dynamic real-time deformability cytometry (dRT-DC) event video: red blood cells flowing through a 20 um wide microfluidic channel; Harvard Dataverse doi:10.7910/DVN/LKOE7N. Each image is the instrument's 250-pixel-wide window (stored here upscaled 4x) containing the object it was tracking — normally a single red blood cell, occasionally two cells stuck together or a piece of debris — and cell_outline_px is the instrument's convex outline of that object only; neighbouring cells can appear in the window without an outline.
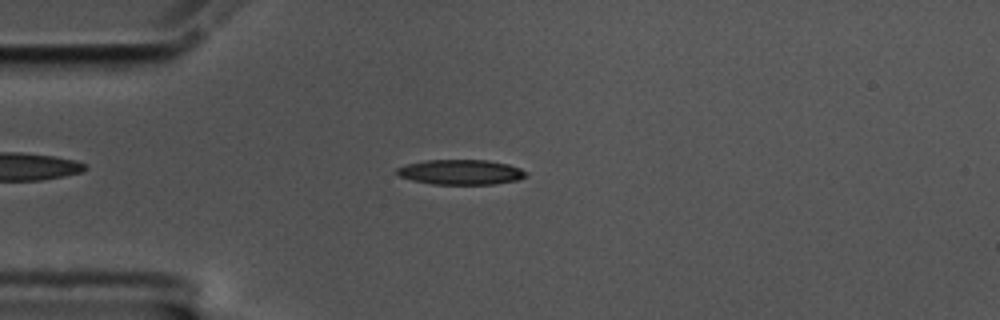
{"species": "common noctule bat (a hibernating species)", "species_latin": "Nyctalus noctula", "temperature_condition": "cold", "stored_images_in_passage": 55, "camera_frame_rate_fps": 3000, "um_per_image_px": 0.085, "animal": {"sex": "male", "body_mass_g": 17.5, "forearm_length_mm": 52.3}, "frame": {"image": 1, "passage_image": 12, "time_ms": 3.667, "image_size_px": [1000, 320], "cell_outline_px": [[528, 176], [516, 180], [492, 184], [432, 184], [412, 180], [400, 176], [396, 172], [396, 168], [408, 164], [424, 160], [488, 160], [508, 164], [520, 168], [528, 172]], "centroid_in_image_um": [39.18, 14.62], "position_along_channel_um": 45.8, "area_um2": 18.79}}
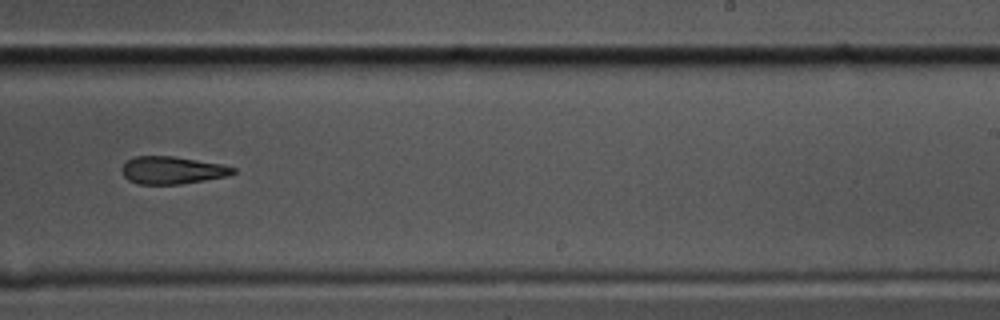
{"frame": {"image": 2, "passage_image": 33, "time_ms": 10.667, "image_size_px": [1000, 320], "cell_outline_px": [[236, 172], [228, 176], [180, 184], [136, 184], [128, 180], [124, 176], [120, 168], [128, 160], [136, 156], [172, 156], [220, 164], [236, 168]], "centroid_in_image_um": [14.61, 14.47], "position_along_channel_um": 274.4, "area_um2": 17.74}}
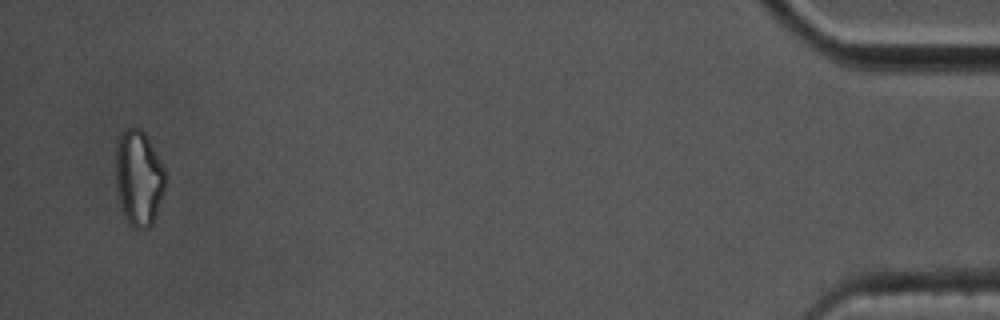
{"frame": {"image": 3, "passage_image": 53, "time_ms": 17.333, "image_size_px": [1000, 320], "cell_outline_px": [[164, 192], [152, 224], [148, 228], [140, 232], [132, 228], [128, 224], [124, 216], [116, 184], [116, 148], [120, 132], [124, 128], [140, 128], [144, 132], [164, 168]], "centroid_in_image_um": [11.77, 15.16], "position_along_channel_um": 423.4, "area_um2": 27.57}, "authors_computed_cell_mechanics": {"area_um2": 19.2474, "velocity_mm_per_s": 3.4903, "shape_relaxation_time_tau1_ms": 4.9207, "shape_relaxation_time_tau2_ms": null, "deformation_change_tau1": 0.1557, "deformation_change_tau2": null}}